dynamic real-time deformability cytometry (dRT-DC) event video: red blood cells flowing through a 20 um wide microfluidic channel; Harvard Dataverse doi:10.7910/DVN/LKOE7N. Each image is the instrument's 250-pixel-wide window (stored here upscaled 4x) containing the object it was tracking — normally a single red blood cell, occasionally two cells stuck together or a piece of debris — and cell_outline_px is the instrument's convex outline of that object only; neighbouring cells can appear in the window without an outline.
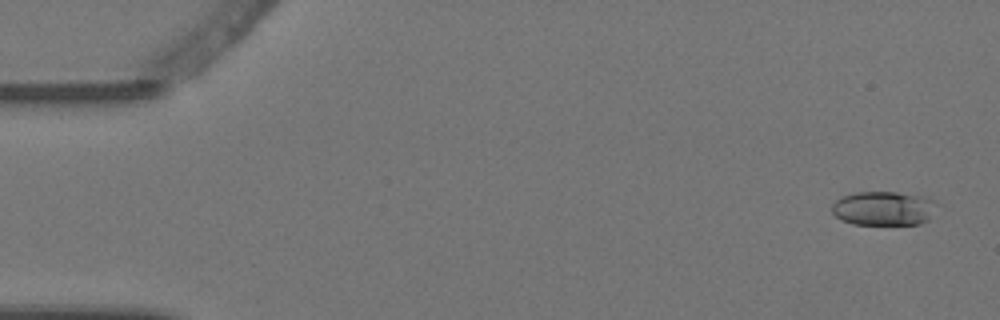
{"species": "Egyptian fruit bat (a non-hibernating species)", "species_latin": "Rousettus aegyptiacus", "temperature_condition": "warm", "stored_images_in_passage": 3, "camera_frame_rate_fps": 3000, "um_per_image_px": 0.085, "animal": {"sex": "female"}, "frame": {"image": 1, "passage_image": 1, "time_ms": 0.0, "image_size_px": [1000, 320], "cell_outline_px": [[936, 204], [928, 220], [920, 224], [852, 224], [836, 216], [832, 212], [832, 204], [836, 200], [844, 196], [856, 192], [896, 192], [932, 196]], "centroid_in_image_um": [75.15, 17.69], "position_along_channel_um": 9.9, "area_um2": 20.92}}